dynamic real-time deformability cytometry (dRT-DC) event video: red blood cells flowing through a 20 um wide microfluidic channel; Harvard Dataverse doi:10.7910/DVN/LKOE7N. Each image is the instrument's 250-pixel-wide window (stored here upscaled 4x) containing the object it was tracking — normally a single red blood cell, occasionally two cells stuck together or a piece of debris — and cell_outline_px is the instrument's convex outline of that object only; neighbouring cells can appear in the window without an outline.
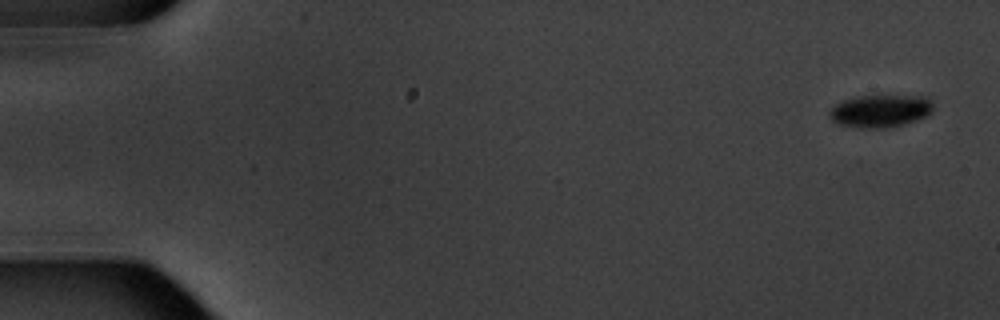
{"species": "common noctule bat (a hibernating species)", "species_latin": "Nyctalus noctula", "temperature_condition": "warm", "stored_images_in_passage": 4, "camera_frame_rate_fps": 3000, "um_per_image_px": 0.085, "animal": {"sex": "male", "body_mass_g": 20.1, "forearm_length_mm": 53.5}, "frame": {"image": 1, "passage_image": 1, "time_ms": 0.0, "image_size_px": [1000, 320], "cell_outline_px": [[932, 112], [928, 116], [904, 124], [888, 128], [856, 128], [840, 124], [832, 120], [828, 112], [840, 100], [860, 96], [924, 96], [932, 100]], "centroid_in_image_um": [74.84, 9.44], "position_along_channel_um": 10.2, "area_um2": 19.83}}